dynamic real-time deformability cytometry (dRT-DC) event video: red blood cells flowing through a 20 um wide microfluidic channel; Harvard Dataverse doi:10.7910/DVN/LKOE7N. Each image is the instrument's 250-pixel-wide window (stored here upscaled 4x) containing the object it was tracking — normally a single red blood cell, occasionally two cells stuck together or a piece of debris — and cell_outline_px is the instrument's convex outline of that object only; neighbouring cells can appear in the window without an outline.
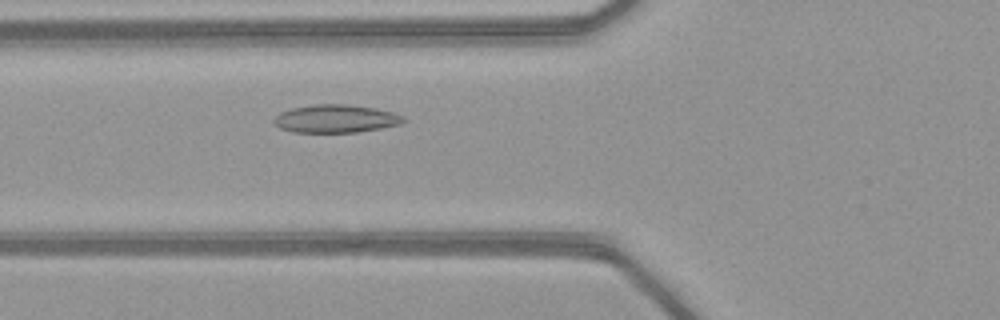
{"species": "common noctule bat (a hibernating species)", "species_latin": "Nyctalus noctula", "temperature_condition": "warm", "stored_images_in_passage": 44, "camera_frame_rate_fps": 3000, "um_per_image_px": 0.085, "animal": {"sex": "female", "body_mass_g": 21.9}, "frame": {"image": 1, "passage_image": 13, "time_ms": 4.0, "image_size_px": [1000, 320], "cell_outline_px": [[408, 120], [400, 124], [380, 128], [356, 132], [292, 132], [280, 128], [272, 120], [280, 112], [292, 108], [316, 104], [348, 104], [376, 108], [392, 112], [404, 116]], "centroid_in_image_um": [28.56, 10.08], "position_along_channel_um": 97.2, "area_um2": 21.15}}
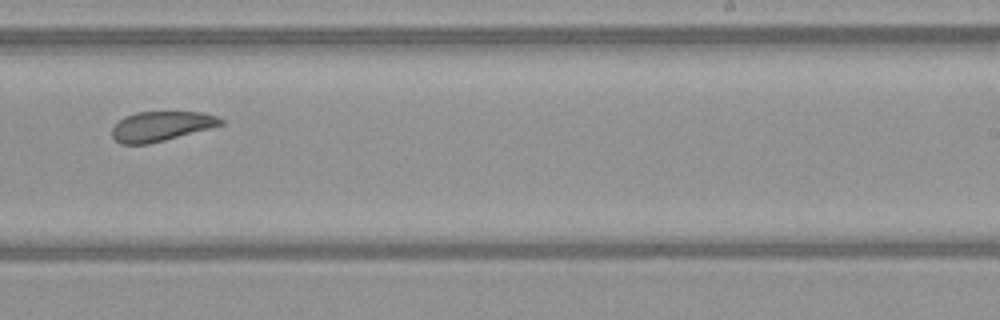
{"frame": {"image": 2, "passage_image": 26, "time_ms": 8.333, "image_size_px": [1000, 320], "cell_outline_px": [[224, 124], [164, 140], [148, 144], [120, 144], [112, 136], [112, 128], [124, 116], [136, 112], [200, 112], [216, 116], [224, 120]], "centroid_in_image_um": [13.68, 10.72], "position_along_channel_um": 275.3, "area_um2": 18.61}}
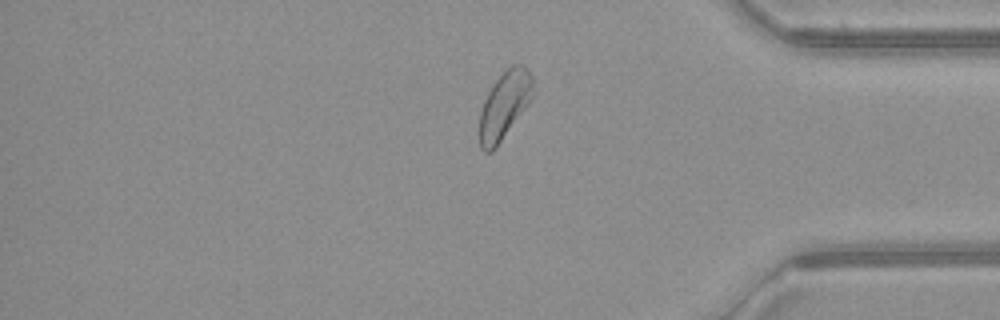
{"frame": {"image": 3, "passage_image": 36, "time_ms": 11.667, "image_size_px": [1000, 320], "cell_outline_px": [[532, 96], [528, 104], [496, 148], [492, 152], [484, 152], [480, 148], [480, 112], [484, 100], [492, 84], [512, 64], [520, 64], [528, 68], [532, 76]], "centroid_in_image_um": [42.86, 8.95], "position_along_channel_um": 392.3, "area_um2": 20.81}, "authors_computed_cell_mechanics": {"area_um2": 20.9814, "velocity_mm_per_s": 4.0917, "shape_relaxation_time_tau1_ms": 4.9907, "shape_relaxation_time_tau2_ms": 4.7903, "deformation_change_tau1": 0.1048, "deformation_change_tau2": 0.1155}}